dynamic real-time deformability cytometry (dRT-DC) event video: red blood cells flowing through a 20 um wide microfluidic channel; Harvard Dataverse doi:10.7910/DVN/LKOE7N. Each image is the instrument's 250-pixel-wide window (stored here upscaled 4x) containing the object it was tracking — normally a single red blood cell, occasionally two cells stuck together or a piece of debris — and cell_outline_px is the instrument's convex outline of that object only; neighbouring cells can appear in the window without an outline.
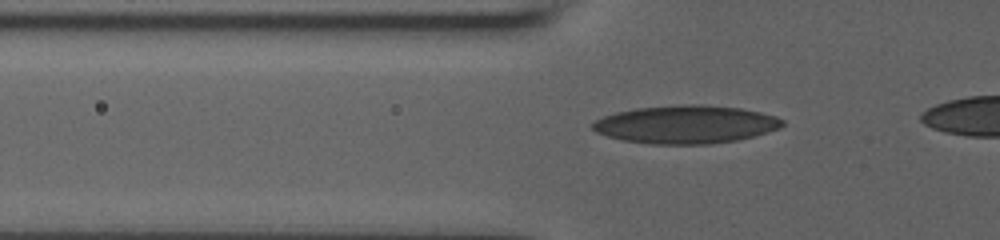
{"species": "human", "species_latin": "Homo sapiens", "temperature_condition": "room temperature", "stored_images_in_passage": 36, "camera_frame_rate_fps": 3000, "um_per_image_px": 0.085, "donor": {"sex": "male"}, "frame": {"image": 1, "passage_image": 6, "time_ms": 1.667, "image_size_px": [1000, 240], "cell_outline_px": [[784, 124], [780, 128], [752, 136], [736, 140], [708, 144], [652, 144], [624, 140], [608, 136], [596, 132], [592, 128], [592, 124], [596, 120], [604, 116], [616, 112], [636, 108], [684, 104], [704, 104], [740, 108], [760, 112], [776, 116], [784, 120]], "centroid_in_image_um": [58.3, 10.57], "position_along_channel_um": 67.5, "area_um2": 41.96}}
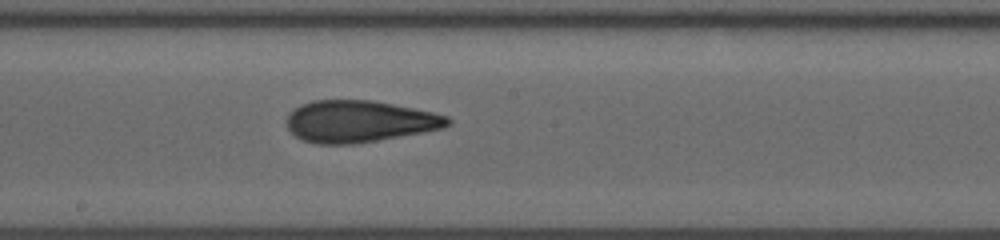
{"frame": {"image": 2, "passage_image": 18, "time_ms": 5.667, "image_size_px": [1000, 240], "cell_outline_px": [[452, 124], [444, 128], [376, 140], [352, 144], [316, 144], [304, 140], [296, 136], [288, 128], [284, 120], [288, 112], [292, 108], [300, 104], [312, 100], [372, 100], [432, 112], [448, 116], [452, 120]], "centroid_in_image_um": [30.49, 10.31], "position_along_channel_um": 217.7, "area_um2": 39.3}}
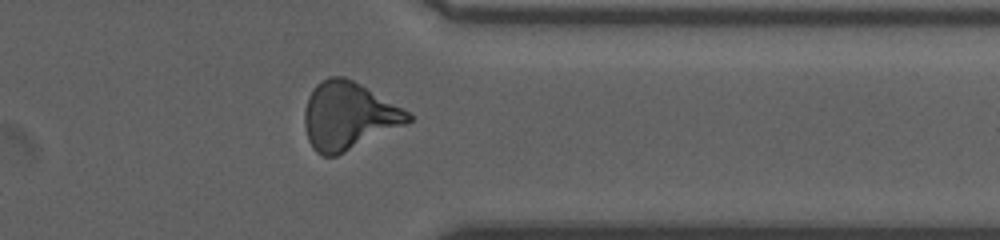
{"frame": {"image": 3, "passage_image": 31, "time_ms": 10.0, "image_size_px": [1000, 240], "cell_outline_px": [[412, 120], [408, 124], [336, 156], [324, 156], [316, 152], [312, 148], [308, 140], [304, 124], [304, 112], [308, 96], [316, 84], [328, 76], [344, 76], [352, 80], [408, 112], [412, 116]], "centroid_in_image_um": [29.58, 9.87], "position_along_channel_um": 381.8, "area_um2": 40.52}}